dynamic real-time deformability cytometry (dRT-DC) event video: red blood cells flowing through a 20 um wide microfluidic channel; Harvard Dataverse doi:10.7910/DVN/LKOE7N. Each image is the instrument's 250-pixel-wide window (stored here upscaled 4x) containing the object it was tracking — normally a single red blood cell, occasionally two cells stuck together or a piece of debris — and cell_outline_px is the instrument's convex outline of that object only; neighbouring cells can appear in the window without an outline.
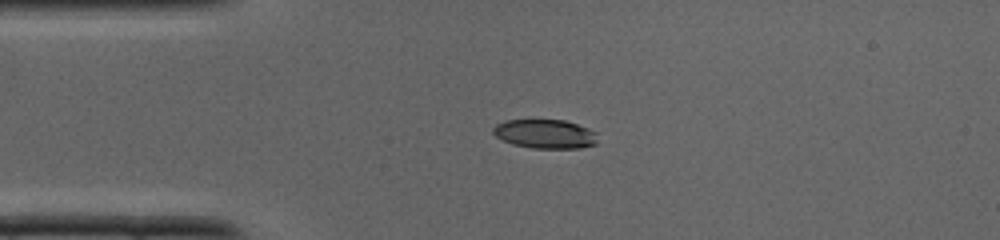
{"species": "common noctule bat (a hibernating species)", "species_latin": "Nyctalus noctula", "temperature_condition": "cold", "stored_images_in_passage": 29, "camera_frame_rate_fps": 3000, "um_per_image_px": 0.085, "animal": {"sex": "male", "body_mass_g": 19.0, "forearm_length_mm": 50.8}, "frame": {"image": 1, "passage_image": 1, "time_ms": 0.0, "image_size_px": [1000, 240], "cell_outline_px": [[596, 144], [580, 148], [532, 148], [512, 144], [496, 136], [492, 132], [492, 128], [496, 124], [504, 120], [564, 120], [588, 128], [596, 132]], "centroid_in_image_um": [46.32, 11.38], "position_along_channel_um": 38.7, "area_um2": 17.63}}
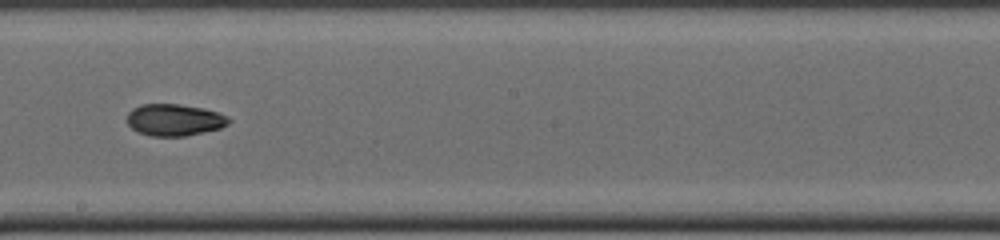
{"frame": {"image": 2, "passage_image": 13, "time_ms": 4.0, "image_size_px": [1000, 240], "cell_outline_px": [[232, 120], [228, 124], [220, 128], [204, 132], [184, 136], [152, 136], [140, 132], [132, 128], [128, 124], [128, 112], [132, 108], [140, 104], [176, 104], [204, 108], [220, 112], [228, 116]], "centroid_in_image_um": [14.86, 10.18], "position_along_channel_um": 233.3, "area_um2": 18.9}}
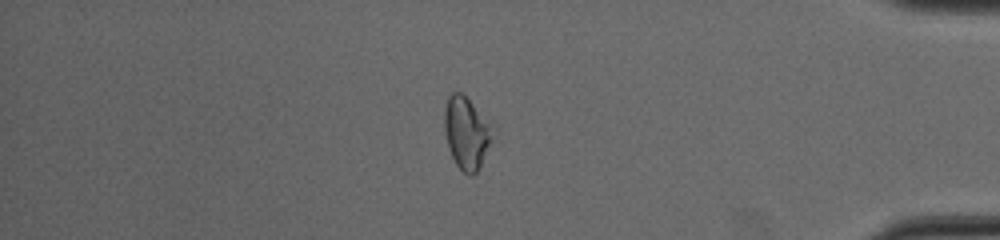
{"frame": {"image": 3, "passage_image": 24, "time_ms": 7.667, "image_size_px": [1000, 240], "cell_outline_px": [[492, 124], [488, 144], [480, 164], [476, 172], [472, 176], [468, 176], [456, 164], [448, 148], [444, 128], [444, 108], [448, 96], [452, 92], [460, 92]], "centroid_in_image_um": [39.58, 11.27], "position_along_channel_um": 395.6, "area_um2": 19.54}}